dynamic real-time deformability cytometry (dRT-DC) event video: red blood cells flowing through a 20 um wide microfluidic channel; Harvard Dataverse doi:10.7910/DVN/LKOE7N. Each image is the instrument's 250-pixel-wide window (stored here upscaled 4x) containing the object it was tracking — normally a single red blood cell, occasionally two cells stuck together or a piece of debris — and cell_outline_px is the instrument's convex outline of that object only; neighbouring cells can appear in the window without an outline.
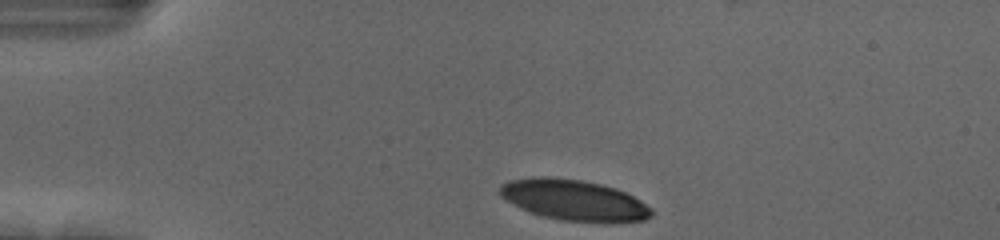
{"species": "human", "species_latin": "Homo sapiens", "temperature_condition": "cold", "stored_images_in_passage": 35, "camera_frame_rate_fps": 3000, "um_per_image_px": 0.085, "donor": {"sex": "female"}, "frame": {"image": 1, "passage_image": 1, "time_ms": 0.0, "image_size_px": [1000, 240], "cell_outline_px": [[652, 216], [644, 220], [560, 220], [544, 216], [520, 208], [504, 200], [496, 192], [500, 184], [508, 180], [532, 176], [552, 176], [580, 180], [600, 184], [616, 188], [640, 200], [652, 208]], "centroid_in_image_um": [48.66, 16.95], "position_along_channel_um": 36.3, "area_um2": 35.6}}
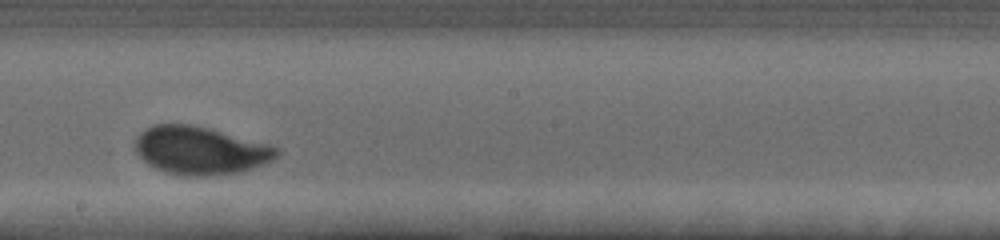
{"frame": {"image": 2, "passage_image": 21, "time_ms": 6.667, "image_size_px": [1000, 240], "cell_outline_px": [[280, 152], [272, 160], [264, 164], [240, 172], [212, 176], [184, 176], [164, 172], [148, 164], [136, 152], [136, 136], [140, 132], [152, 124], [192, 124], [208, 128], [268, 144], [276, 148]], "centroid_in_image_um": [17.0, 12.8], "position_along_channel_um": 231.2, "area_um2": 39.48}}
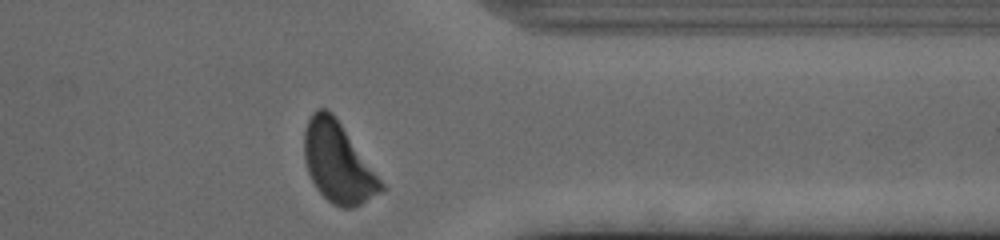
{"frame": {"image": 3, "passage_image": 34, "time_ms": 11.0, "image_size_px": [1000, 240], "cell_outline_px": [[388, 188], [360, 204], [352, 208], [340, 208], [332, 204], [316, 188], [308, 172], [304, 160], [304, 132], [308, 120], [312, 112], [316, 108], [328, 108], [332, 112]], "centroid_in_image_um": [28.73, 13.82], "position_along_channel_um": 382.7, "area_um2": 35.95}, "authors_computed_cell_mechanics": {"area_um2": 38.2636, "velocity_mm_per_s": 3.6448, "shape_relaxation_time_tau1_ms": 2.8562, "shape_relaxation_time_tau2_ms": null, "deformation_change_tau1": 0.1581, "deformation_change_tau2": null}}